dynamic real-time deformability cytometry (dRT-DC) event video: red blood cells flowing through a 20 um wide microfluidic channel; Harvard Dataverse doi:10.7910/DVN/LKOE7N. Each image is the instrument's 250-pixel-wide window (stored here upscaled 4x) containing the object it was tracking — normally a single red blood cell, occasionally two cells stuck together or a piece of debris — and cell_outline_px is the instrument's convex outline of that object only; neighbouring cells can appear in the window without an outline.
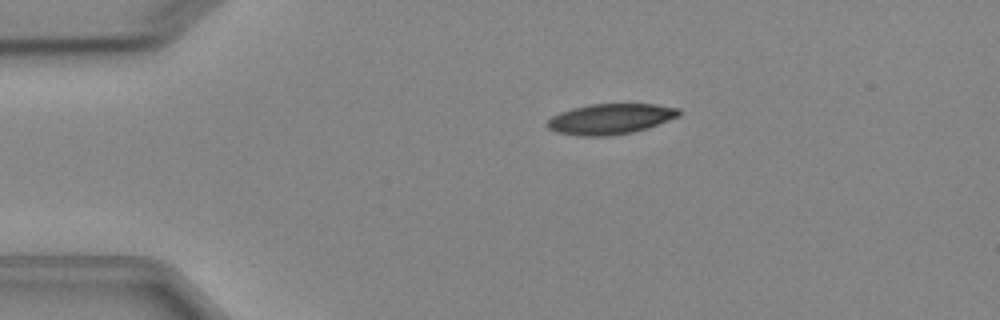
{"species": "Egyptian fruit bat (a non-hibernating species)", "species_latin": "Rousettus aegyptiacus", "temperature_condition": "cold", "stored_images_in_passage": 3, "camera_frame_rate_fps": 3000, "um_per_image_px": 0.085, "animal": {"sex": "female"}, "frame": {"image": 1, "passage_image": 2, "time_ms": 2.0, "image_size_px": [1000, 320], "cell_outline_px": [[680, 116], [648, 128], [632, 132], [608, 136], [580, 136], [556, 132], [548, 128], [544, 124], [552, 116], [560, 112], [572, 108], [588, 104], [656, 104], [680, 108]], "centroid_in_image_um": [51.88, 10.11], "position_along_channel_um": 33.1, "area_um2": 23.58}}